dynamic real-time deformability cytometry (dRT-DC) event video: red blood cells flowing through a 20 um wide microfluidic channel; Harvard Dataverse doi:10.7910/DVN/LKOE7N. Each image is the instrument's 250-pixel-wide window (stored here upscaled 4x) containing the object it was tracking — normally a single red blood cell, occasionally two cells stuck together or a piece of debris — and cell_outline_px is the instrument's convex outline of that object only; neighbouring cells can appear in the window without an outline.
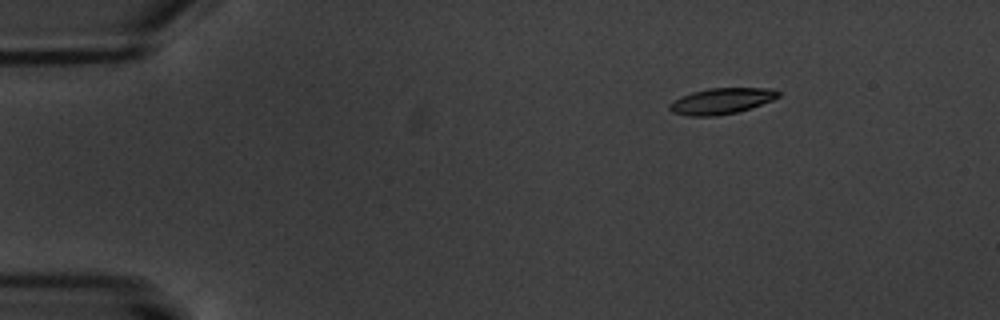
{"species": "common noctule bat (a hibernating species)", "species_latin": "Nyctalus noctula", "temperature_condition": "warm", "stored_images_in_passage": 5, "camera_frame_rate_fps": 3000, "um_per_image_px": 0.085, "animal": {"sex": "male", "body_mass_g": 20.1, "forearm_length_mm": 53.5}, "frame": {"image": 1, "passage_image": 1, "time_ms": 0.0, "image_size_px": [1000, 320], "cell_outline_px": [[780, 96], [772, 100], [736, 112], [716, 116], [688, 116], [672, 112], [668, 108], [668, 104], [672, 100], [680, 96], [692, 92], [708, 88], [772, 88], [780, 92]], "centroid_in_image_um": [61.27, 8.58], "position_along_channel_um": 23.7, "area_um2": 16.47}}
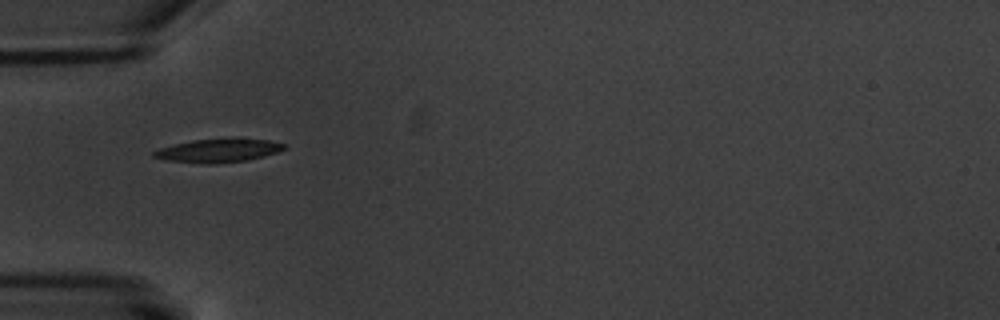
{"frame": {"image": 2, "passage_image": 4, "time_ms": 3.667, "image_size_px": [1000, 320], "cell_outline_px": [[284, 148], [276, 152], [264, 156], [248, 160], [212, 164], [208, 164], [164, 160], [152, 156], [152, 152], [160, 148], [172, 144], [192, 140], [232, 136], [240, 136], [268, 140], [284, 144]], "centroid_in_image_um": [18.54, 12.76], "position_along_channel_um": 66.5, "area_um2": 18.44}}